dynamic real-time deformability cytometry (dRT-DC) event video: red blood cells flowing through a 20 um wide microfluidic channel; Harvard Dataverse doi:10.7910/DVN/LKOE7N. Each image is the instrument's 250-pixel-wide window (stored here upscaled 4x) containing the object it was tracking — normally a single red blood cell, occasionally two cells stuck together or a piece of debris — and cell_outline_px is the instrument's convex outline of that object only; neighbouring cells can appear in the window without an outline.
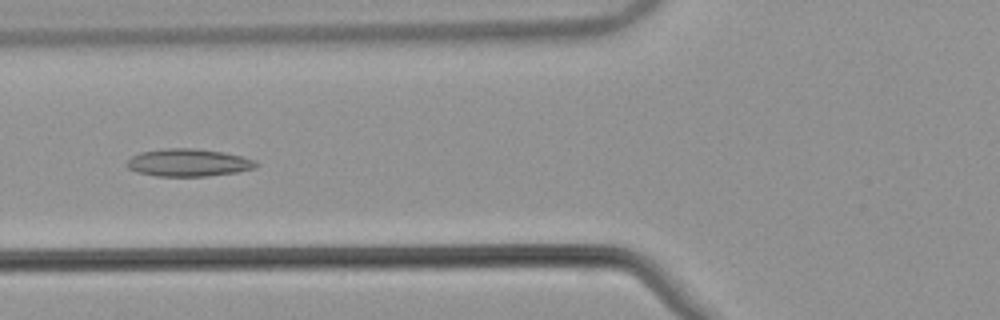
{"species": "common noctule bat (a hibernating species)", "species_latin": "Nyctalus noctula", "temperature_condition": "warm", "stored_images_in_passage": 43, "camera_frame_rate_fps": 3000, "um_per_image_px": 0.085, "animal": {"sex": "male", "body_mass_g": 21.5, "forearm_length_mm": 52.0}, "frame": {"image": 1, "passage_image": 15, "time_ms": 4.667, "image_size_px": [1000, 320], "cell_outline_px": [[260, 164], [256, 168], [236, 172], [208, 176], [156, 176], [136, 172], [128, 168], [124, 164], [132, 156], [140, 152], [160, 148], [196, 148], [224, 152], [256, 160]], "centroid_in_image_um": [16.0, 13.82], "position_along_channel_um": 109.8, "area_um2": 21.04}}
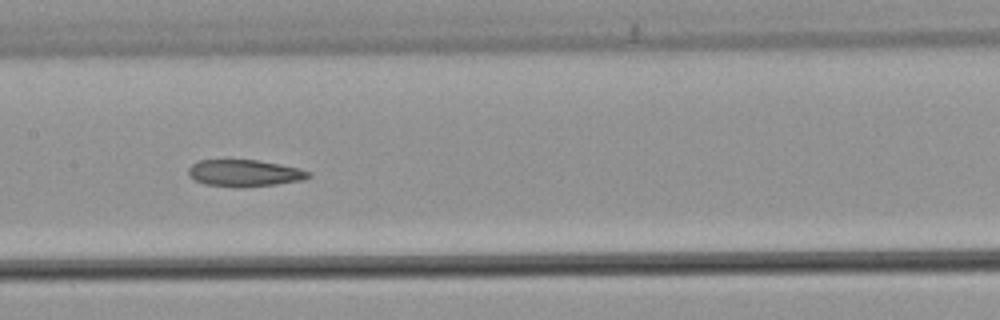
{"frame": {"image": 2, "passage_image": 21, "time_ms": 6.667, "image_size_px": [1000, 320], "cell_outline_px": [[312, 176], [304, 180], [276, 184], [240, 188], [236, 188], [204, 184], [188, 176], [188, 168], [196, 160], [256, 160], [280, 164], [300, 168], [312, 172]], "centroid_in_image_um": [20.79, 14.72], "position_along_channel_um": 186.6, "area_um2": 19.07}}
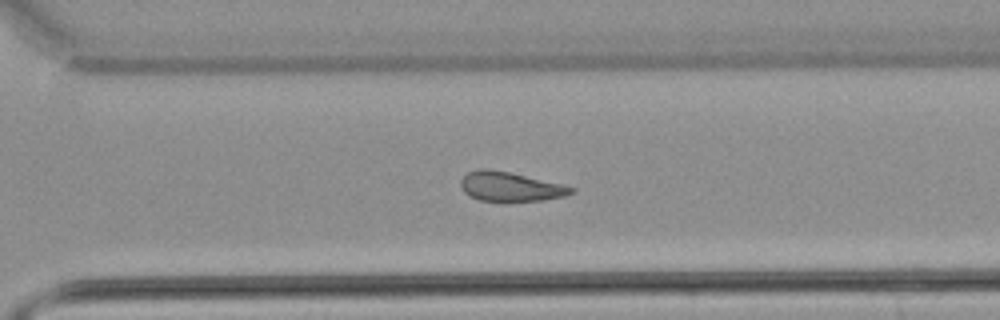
{"frame": {"image": 3, "passage_image": 32, "time_ms": 10.333, "image_size_px": [1000, 320], "cell_outline_px": [[576, 192], [564, 196], [544, 200], [504, 204], [480, 200], [468, 196], [464, 192], [460, 184], [460, 180], [468, 172], [476, 168], [488, 168], [508, 172], [560, 184], [576, 188]], "centroid_in_image_um": [43.34, 15.91], "position_along_channel_um": 327.3, "area_um2": 19.54}, "authors_computed_cell_mechanics": {"area_um2": 20.519, "velocity_mm_per_s": 3.8424, "shape_relaxation_time_tau1_ms": null, "shape_relaxation_time_tau2_ms": 3.3358, "deformation_change_tau1": null, "deformation_change_tau2": 0.1077}}